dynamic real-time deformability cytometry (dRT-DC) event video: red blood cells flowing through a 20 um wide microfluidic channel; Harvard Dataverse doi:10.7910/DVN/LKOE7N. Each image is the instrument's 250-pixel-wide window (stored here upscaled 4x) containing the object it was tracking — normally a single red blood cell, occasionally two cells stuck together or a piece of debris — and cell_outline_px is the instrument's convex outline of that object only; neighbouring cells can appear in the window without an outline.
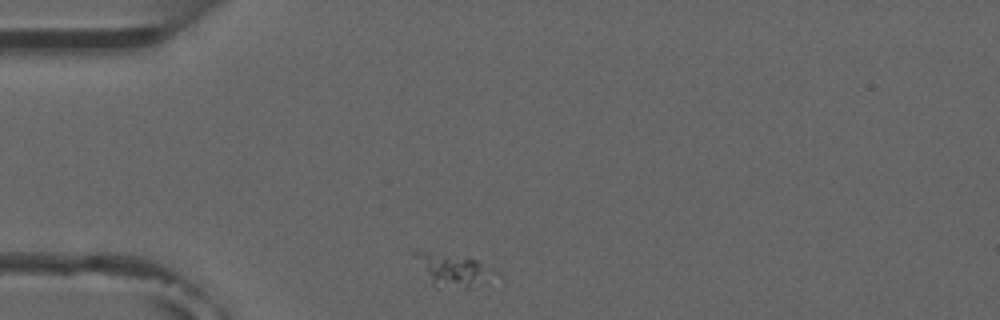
{"species": "common noctule bat (a hibernating species)", "species_latin": "Nyctalus noctula", "temperature_condition": "room temperature", "stored_images_in_passage": 7, "camera_frame_rate_fps": 3000, "um_per_image_px": 0.085, "animal": {"sex": "male", "forearm_length_mm": 52.5}, "frame": {"image": 1, "passage_image": 1, "time_ms": 0.0, "image_size_px": [1000, 320], "cell_outline_px": [[500, 276], [464, 292], [436, 288], [432, 284], [412, 252], [428, 252], [476, 260], [500, 272]], "centroid_in_image_um": [38.65, 23.08], "position_along_channel_um": 46.4, "area_um2": 15.49}}
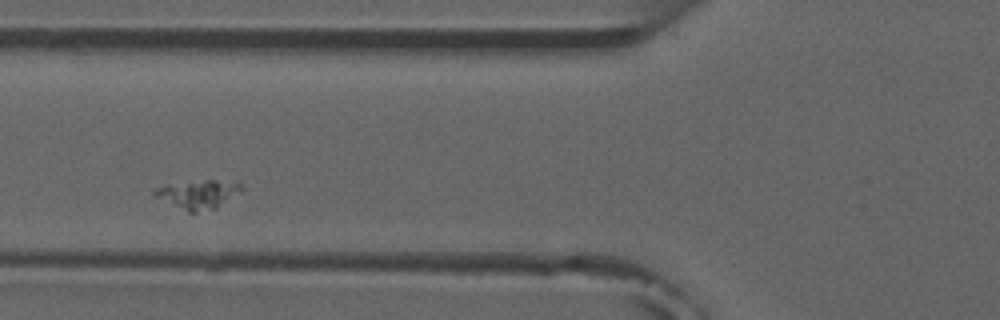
{"frame": {"image": 2, "passage_image": 3, "time_ms": 2.333, "image_size_px": [1000, 320], "cell_outline_px": [[244, 188], [216, 208], [196, 212], [188, 212], [152, 196], [152, 192], [156, 188], [164, 184], [204, 180], [236, 180], [244, 184]], "centroid_in_image_um": [16.83, 16.48], "position_along_channel_um": 109.0, "area_um2": 14.74}}
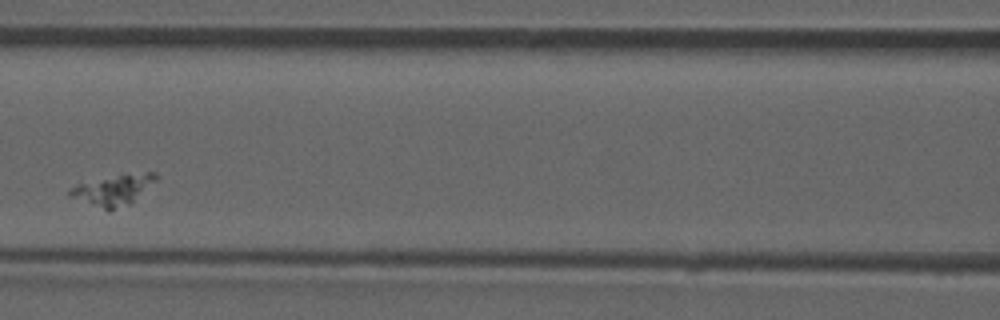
{"frame": {"image": 3, "passage_image": 4, "time_ms": 3.667, "image_size_px": [1000, 320], "cell_outline_px": [[160, 176], [132, 204], [108, 212], [68, 196], [68, 188], [76, 184], [120, 176], [148, 172], [156, 172]], "centroid_in_image_um": [9.63, 16.21], "position_along_channel_um": 157.0, "area_um2": 15.32}}